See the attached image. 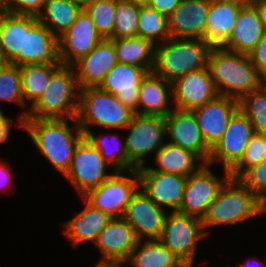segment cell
Here are the masks:
<instances>
[{"instance_id":"cell-1","label":"cell","mask_w":266,"mask_h":267,"mask_svg":"<svg viewBox=\"0 0 266 267\" xmlns=\"http://www.w3.org/2000/svg\"><path fill=\"white\" fill-rule=\"evenodd\" d=\"M68 120L73 122V126L68 124ZM22 129L52 166L65 175L69 170L74 149L84 137L76 119L25 118L22 121Z\"/></svg>"},{"instance_id":"cell-2","label":"cell","mask_w":266,"mask_h":267,"mask_svg":"<svg viewBox=\"0 0 266 267\" xmlns=\"http://www.w3.org/2000/svg\"><path fill=\"white\" fill-rule=\"evenodd\" d=\"M207 68L219 95L240 101L262 86V77L248 54L211 48Z\"/></svg>"},{"instance_id":"cell-3","label":"cell","mask_w":266,"mask_h":267,"mask_svg":"<svg viewBox=\"0 0 266 267\" xmlns=\"http://www.w3.org/2000/svg\"><path fill=\"white\" fill-rule=\"evenodd\" d=\"M79 88L73 66L61 65L52 75L47 88L38 100L21 112L18 125L25 118L72 119L76 117Z\"/></svg>"},{"instance_id":"cell-4","label":"cell","mask_w":266,"mask_h":267,"mask_svg":"<svg viewBox=\"0 0 266 267\" xmlns=\"http://www.w3.org/2000/svg\"><path fill=\"white\" fill-rule=\"evenodd\" d=\"M265 204L239 179L230 178L202 218L204 232L218 225H232L264 215Z\"/></svg>"},{"instance_id":"cell-5","label":"cell","mask_w":266,"mask_h":267,"mask_svg":"<svg viewBox=\"0 0 266 267\" xmlns=\"http://www.w3.org/2000/svg\"><path fill=\"white\" fill-rule=\"evenodd\" d=\"M210 50L202 39L170 37L156 45L152 72L172 83L191 71L207 67Z\"/></svg>"},{"instance_id":"cell-6","label":"cell","mask_w":266,"mask_h":267,"mask_svg":"<svg viewBox=\"0 0 266 267\" xmlns=\"http://www.w3.org/2000/svg\"><path fill=\"white\" fill-rule=\"evenodd\" d=\"M135 112L100 87L79 89L76 122L85 134L91 126L124 129ZM90 126V127H89Z\"/></svg>"},{"instance_id":"cell-7","label":"cell","mask_w":266,"mask_h":267,"mask_svg":"<svg viewBox=\"0 0 266 267\" xmlns=\"http://www.w3.org/2000/svg\"><path fill=\"white\" fill-rule=\"evenodd\" d=\"M124 129L128 130L124 141L128 171L144 167L145 157L152 152L155 155L166 143L163 141L164 137H167L165 117L135 113Z\"/></svg>"},{"instance_id":"cell-8","label":"cell","mask_w":266,"mask_h":267,"mask_svg":"<svg viewBox=\"0 0 266 267\" xmlns=\"http://www.w3.org/2000/svg\"><path fill=\"white\" fill-rule=\"evenodd\" d=\"M114 171L99 186L88 190L83 200L110 218H122L131 196L139 188L138 169L129 170L130 177Z\"/></svg>"},{"instance_id":"cell-9","label":"cell","mask_w":266,"mask_h":267,"mask_svg":"<svg viewBox=\"0 0 266 267\" xmlns=\"http://www.w3.org/2000/svg\"><path fill=\"white\" fill-rule=\"evenodd\" d=\"M205 236L202 220L179 212H169L159 241L170 249L184 265L195 263L198 243Z\"/></svg>"},{"instance_id":"cell-10","label":"cell","mask_w":266,"mask_h":267,"mask_svg":"<svg viewBox=\"0 0 266 267\" xmlns=\"http://www.w3.org/2000/svg\"><path fill=\"white\" fill-rule=\"evenodd\" d=\"M209 166V164H203L196 172L187 177L179 213L202 220L209 205L231 178L229 171L225 169L223 177H217Z\"/></svg>"},{"instance_id":"cell-11","label":"cell","mask_w":266,"mask_h":267,"mask_svg":"<svg viewBox=\"0 0 266 267\" xmlns=\"http://www.w3.org/2000/svg\"><path fill=\"white\" fill-rule=\"evenodd\" d=\"M106 170L107 163L100 151L84 136L75 147L69 170L64 176L83 196L111 175Z\"/></svg>"},{"instance_id":"cell-12","label":"cell","mask_w":266,"mask_h":267,"mask_svg":"<svg viewBox=\"0 0 266 267\" xmlns=\"http://www.w3.org/2000/svg\"><path fill=\"white\" fill-rule=\"evenodd\" d=\"M251 122L239 109L229 121L218 143L211 149L208 164L221 163L229 172L240 162L254 134Z\"/></svg>"},{"instance_id":"cell-13","label":"cell","mask_w":266,"mask_h":267,"mask_svg":"<svg viewBox=\"0 0 266 267\" xmlns=\"http://www.w3.org/2000/svg\"><path fill=\"white\" fill-rule=\"evenodd\" d=\"M61 63L58 38L38 21L35 15H24L23 52H19V67L25 64Z\"/></svg>"},{"instance_id":"cell-14","label":"cell","mask_w":266,"mask_h":267,"mask_svg":"<svg viewBox=\"0 0 266 267\" xmlns=\"http://www.w3.org/2000/svg\"><path fill=\"white\" fill-rule=\"evenodd\" d=\"M165 122L168 143L192 152L201 163L208 164L211 148L205 143L193 111L174 108Z\"/></svg>"},{"instance_id":"cell-15","label":"cell","mask_w":266,"mask_h":267,"mask_svg":"<svg viewBox=\"0 0 266 267\" xmlns=\"http://www.w3.org/2000/svg\"><path fill=\"white\" fill-rule=\"evenodd\" d=\"M167 212L157 206L139 187L131 196L122 218L135 231L138 240L159 239Z\"/></svg>"},{"instance_id":"cell-16","label":"cell","mask_w":266,"mask_h":267,"mask_svg":"<svg viewBox=\"0 0 266 267\" xmlns=\"http://www.w3.org/2000/svg\"><path fill=\"white\" fill-rule=\"evenodd\" d=\"M139 187L150 199L164 210L170 207L171 212H178L186 187V176L138 169Z\"/></svg>"},{"instance_id":"cell-17","label":"cell","mask_w":266,"mask_h":267,"mask_svg":"<svg viewBox=\"0 0 266 267\" xmlns=\"http://www.w3.org/2000/svg\"><path fill=\"white\" fill-rule=\"evenodd\" d=\"M102 39L89 15L81 10L70 28L58 37V55L62 65L72 66L86 56Z\"/></svg>"},{"instance_id":"cell-18","label":"cell","mask_w":266,"mask_h":267,"mask_svg":"<svg viewBox=\"0 0 266 267\" xmlns=\"http://www.w3.org/2000/svg\"><path fill=\"white\" fill-rule=\"evenodd\" d=\"M174 108L193 110L219 94L207 67L191 71L171 83Z\"/></svg>"},{"instance_id":"cell-19","label":"cell","mask_w":266,"mask_h":267,"mask_svg":"<svg viewBox=\"0 0 266 267\" xmlns=\"http://www.w3.org/2000/svg\"><path fill=\"white\" fill-rule=\"evenodd\" d=\"M239 109L238 100L218 95L215 99L192 110L205 143L211 149L221 139L229 121Z\"/></svg>"},{"instance_id":"cell-20","label":"cell","mask_w":266,"mask_h":267,"mask_svg":"<svg viewBox=\"0 0 266 267\" xmlns=\"http://www.w3.org/2000/svg\"><path fill=\"white\" fill-rule=\"evenodd\" d=\"M117 63L114 43L111 39L102 38L86 56L72 65L78 88L99 87Z\"/></svg>"},{"instance_id":"cell-21","label":"cell","mask_w":266,"mask_h":267,"mask_svg":"<svg viewBox=\"0 0 266 267\" xmlns=\"http://www.w3.org/2000/svg\"><path fill=\"white\" fill-rule=\"evenodd\" d=\"M208 0H181L178 7L167 18L172 38L204 39Z\"/></svg>"},{"instance_id":"cell-22","label":"cell","mask_w":266,"mask_h":267,"mask_svg":"<svg viewBox=\"0 0 266 267\" xmlns=\"http://www.w3.org/2000/svg\"><path fill=\"white\" fill-rule=\"evenodd\" d=\"M147 73L143 67L117 63L99 87L115 95L123 105L137 114L140 83Z\"/></svg>"},{"instance_id":"cell-23","label":"cell","mask_w":266,"mask_h":267,"mask_svg":"<svg viewBox=\"0 0 266 267\" xmlns=\"http://www.w3.org/2000/svg\"><path fill=\"white\" fill-rule=\"evenodd\" d=\"M247 0L209 2L204 41L211 48H221L229 39L240 10Z\"/></svg>"},{"instance_id":"cell-24","label":"cell","mask_w":266,"mask_h":267,"mask_svg":"<svg viewBox=\"0 0 266 267\" xmlns=\"http://www.w3.org/2000/svg\"><path fill=\"white\" fill-rule=\"evenodd\" d=\"M134 228L123 218H111L94 243L103 259H128L137 245Z\"/></svg>"},{"instance_id":"cell-25","label":"cell","mask_w":266,"mask_h":267,"mask_svg":"<svg viewBox=\"0 0 266 267\" xmlns=\"http://www.w3.org/2000/svg\"><path fill=\"white\" fill-rule=\"evenodd\" d=\"M264 34L259 13L249 1L238 15L235 26L227 42L221 47L225 50L249 54Z\"/></svg>"},{"instance_id":"cell-26","label":"cell","mask_w":266,"mask_h":267,"mask_svg":"<svg viewBox=\"0 0 266 267\" xmlns=\"http://www.w3.org/2000/svg\"><path fill=\"white\" fill-rule=\"evenodd\" d=\"M171 100V83L148 72L140 83L137 114L166 117L174 109L169 107Z\"/></svg>"},{"instance_id":"cell-27","label":"cell","mask_w":266,"mask_h":267,"mask_svg":"<svg viewBox=\"0 0 266 267\" xmlns=\"http://www.w3.org/2000/svg\"><path fill=\"white\" fill-rule=\"evenodd\" d=\"M86 207L73 219L63 223V231L73 247L84 242L95 243L99 233L105 228L111 218L100 210L92 207L84 200Z\"/></svg>"},{"instance_id":"cell-28","label":"cell","mask_w":266,"mask_h":267,"mask_svg":"<svg viewBox=\"0 0 266 267\" xmlns=\"http://www.w3.org/2000/svg\"><path fill=\"white\" fill-rule=\"evenodd\" d=\"M155 163L158 168L141 167L139 169H153L163 173H171L188 177L196 172L204 163L192 152L166 142L155 154Z\"/></svg>"},{"instance_id":"cell-29","label":"cell","mask_w":266,"mask_h":267,"mask_svg":"<svg viewBox=\"0 0 266 267\" xmlns=\"http://www.w3.org/2000/svg\"><path fill=\"white\" fill-rule=\"evenodd\" d=\"M132 267H183L182 261L158 239L138 240L130 253Z\"/></svg>"},{"instance_id":"cell-30","label":"cell","mask_w":266,"mask_h":267,"mask_svg":"<svg viewBox=\"0 0 266 267\" xmlns=\"http://www.w3.org/2000/svg\"><path fill=\"white\" fill-rule=\"evenodd\" d=\"M111 40L114 43L118 63L143 67L152 72L156 45L151 41L139 36Z\"/></svg>"},{"instance_id":"cell-31","label":"cell","mask_w":266,"mask_h":267,"mask_svg":"<svg viewBox=\"0 0 266 267\" xmlns=\"http://www.w3.org/2000/svg\"><path fill=\"white\" fill-rule=\"evenodd\" d=\"M24 15L0 13V51L6 62L19 66V52H23Z\"/></svg>"},{"instance_id":"cell-32","label":"cell","mask_w":266,"mask_h":267,"mask_svg":"<svg viewBox=\"0 0 266 267\" xmlns=\"http://www.w3.org/2000/svg\"><path fill=\"white\" fill-rule=\"evenodd\" d=\"M62 63L25 64L19 67L21 91L25 105L31 106L38 100L50 82L51 75Z\"/></svg>"},{"instance_id":"cell-33","label":"cell","mask_w":266,"mask_h":267,"mask_svg":"<svg viewBox=\"0 0 266 267\" xmlns=\"http://www.w3.org/2000/svg\"><path fill=\"white\" fill-rule=\"evenodd\" d=\"M80 11L70 0H46L37 18L58 38L70 28Z\"/></svg>"},{"instance_id":"cell-34","label":"cell","mask_w":266,"mask_h":267,"mask_svg":"<svg viewBox=\"0 0 266 267\" xmlns=\"http://www.w3.org/2000/svg\"><path fill=\"white\" fill-rule=\"evenodd\" d=\"M137 36L151 41L154 45L163 43L171 37L167 17L148 6H141Z\"/></svg>"},{"instance_id":"cell-35","label":"cell","mask_w":266,"mask_h":267,"mask_svg":"<svg viewBox=\"0 0 266 267\" xmlns=\"http://www.w3.org/2000/svg\"><path fill=\"white\" fill-rule=\"evenodd\" d=\"M107 133V135H99L96 137L93 134V131L91 129L87 131L84 136L89 140V142L100 151L102 158L107 163L108 167H111L113 169L112 171H122V172H128V156L125 149V143L121 144L122 141H118V134L111 135ZM111 137L114 141V137L117 141L114 142L115 148L109 147L108 143L111 141L109 139ZM109 140V141H108ZM121 142V143H120ZM113 144V142H111ZM112 146V145H111Z\"/></svg>"},{"instance_id":"cell-36","label":"cell","mask_w":266,"mask_h":267,"mask_svg":"<svg viewBox=\"0 0 266 267\" xmlns=\"http://www.w3.org/2000/svg\"><path fill=\"white\" fill-rule=\"evenodd\" d=\"M240 110L251 122L255 133H266V88H260L245 95L239 101Z\"/></svg>"},{"instance_id":"cell-37","label":"cell","mask_w":266,"mask_h":267,"mask_svg":"<svg viewBox=\"0 0 266 267\" xmlns=\"http://www.w3.org/2000/svg\"><path fill=\"white\" fill-rule=\"evenodd\" d=\"M140 7L125 0H116L112 39L137 36Z\"/></svg>"},{"instance_id":"cell-38","label":"cell","mask_w":266,"mask_h":267,"mask_svg":"<svg viewBox=\"0 0 266 267\" xmlns=\"http://www.w3.org/2000/svg\"><path fill=\"white\" fill-rule=\"evenodd\" d=\"M84 11L92 19L98 34L105 39H112L116 0H93Z\"/></svg>"},{"instance_id":"cell-39","label":"cell","mask_w":266,"mask_h":267,"mask_svg":"<svg viewBox=\"0 0 266 267\" xmlns=\"http://www.w3.org/2000/svg\"><path fill=\"white\" fill-rule=\"evenodd\" d=\"M0 101L15 102L23 108L24 103L21 91V75L19 66L6 62L0 67Z\"/></svg>"},{"instance_id":"cell-40","label":"cell","mask_w":266,"mask_h":267,"mask_svg":"<svg viewBox=\"0 0 266 267\" xmlns=\"http://www.w3.org/2000/svg\"><path fill=\"white\" fill-rule=\"evenodd\" d=\"M266 158V133H254L240 162L229 172L232 179H239L248 169Z\"/></svg>"},{"instance_id":"cell-41","label":"cell","mask_w":266,"mask_h":267,"mask_svg":"<svg viewBox=\"0 0 266 267\" xmlns=\"http://www.w3.org/2000/svg\"><path fill=\"white\" fill-rule=\"evenodd\" d=\"M239 180L266 204V158L248 169Z\"/></svg>"},{"instance_id":"cell-42","label":"cell","mask_w":266,"mask_h":267,"mask_svg":"<svg viewBox=\"0 0 266 267\" xmlns=\"http://www.w3.org/2000/svg\"><path fill=\"white\" fill-rule=\"evenodd\" d=\"M46 0H5V12L37 16Z\"/></svg>"},{"instance_id":"cell-43","label":"cell","mask_w":266,"mask_h":267,"mask_svg":"<svg viewBox=\"0 0 266 267\" xmlns=\"http://www.w3.org/2000/svg\"><path fill=\"white\" fill-rule=\"evenodd\" d=\"M251 62L260 76H266V33H264L256 47L248 54Z\"/></svg>"},{"instance_id":"cell-44","label":"cell","mask_w":266,"mask_h":267,"mask_svg":"<svg viewBox=\"0 0 266 267\" xmlns=\"http://www.w3.org/2000/svg\"><path fill=\"white\" fill-rule=\"evenodd\" d=\"M180 2L181 0H149L147 6L168 18Z\"/></svg>"},{"instance_id":"cell-45","label":"cell","mask_w":266,"mask_h":267,"mask_svg":"<svg viewBox=\"0 0 266 267\" xmlns=\"http://www.w3.org/2000/svg\"><path fill=\"white\" fill-rule=\"evenodd\" d=\"M10 168L11 167L5 162H0V192H6V190H8L7 188H9V185L11 184L10 186H12V182H14L13 174L11 173L12 170Z\"/></svg>"},{"instance_id":"cell-46","label":"cell","mask_w":266,"mask_h":267,"mask_svg":"<svg viewBox=\"0 0 266 267\" xmlns=\"http://www.w3.org/2000/svg\"><path fill=\"white\" fill-rule=\"evenodd\" d=\"M14 123V120L5 117L4 114L0 117V144L8 141L11 130L10 127L14 125Z\"/></svg>"},{"instance_id":"cell-47","label":"cell","mask_w":266,"mask_h":267,"mask_svg":"<svg viewBox=\"0 0 266 267\" xmlns=\"http://www.w3.org/2000/svg\"><path fill=\"white\" fill-rule=\"evenodd\" d=\"M250 2L257 9L263 26L264 33H266V0H251Z\"/></svg>"},{"instance_id":"cell-48","label":"cell","mask_w":266,"mask_h":267,"mask_svg":"<svg viewBox=\"0 0 266 267\" xmlns=\"http://www.w3.org/2000/svg\"><path fill=\"white\" fill-rule=\"evenodd\" d=\"M125 263H128V259H101L94 267H132L124 266Z\"/></svg>"},{"instance_id":"cell-49","label":"cell","mask_w":266,"mask_h":267,"mask_svg":"<svg viewBox=\"0 0 266 267\" xmlns=\"http://www.w3.org/2000/svg\"><path fill=\"white\" fill-rule=\"evenodd\" d=\"M74 5L84 10L93 0H70Z\"/></svg>"},{"instance_id":"cell-50","label":"cell","mask_w":266,"mask_h":267,"mask_svg":"<svg viewBox=\"0 0 266 267\" xmlns=\"http://www.w3.org/2000/svg\"><path fill=\"white\" fill-rule=\"evenodd\" d=\"M131 3H134L139 6H147L149 3V0H125Z\"/></svg>"},{"instance_id":"cell-51","label":"cell","mask_w":266,"mask_h":267,"mask_svg":"<svg viewBox=\"0 0 266 267\" xmlns=\"http://www.w3.org/2000/svg\"><path fill=\"white\" fill-rule=\"evenodd\" d=\"M5 12V0H0V13Z\"/></svg>"},{"instance_id":"cell-52","label":"cell","mask_w":266,"mask_h":267,"mask_svg":"<svg viewBox=\"0 0 266 267\" xmlns=\"http://www.w3.org/2000/svg\"><path fill=\"white\" fill-rule=\"evenodd\" d=\"M248 261H249V260H248ZM248 261H246V262H248ZM254 262H255V261H254ZM256 264H257L258 266H257V265H256V266L254 265L255 267H261V266H262L261 263H256ZM247 265H248V266H247ZM254 266H253V265L251 266V264L249 265V263H248V264L246 263V265H245L244 263L240 265V267H254Z\"/></svg>"},{"instance_id":"cell-53","label":"cell","mask_w":266,"mask_h":267,"mask_svg":"<svg viewBox=\"0 0 266 267\" xmlns=\"http://www.w3.org/2000/svg\"><path fill=\"white\" fill-rule=\"evenodd\" d=\"M5 63L6 61L4 60L2 52L0 51V67H2Z\"/></svg>"},{"instance_id":"cell-54","label":"cell","mask_w":266,"mask_h":267,"mask_svg":"<svg viewBox=\"0 0 266 267\" xmlns=\"http://www.w3.org/2000/svg\"><path fill=\"white\" fill-rule=\"evenodd\" d=\"M209 2H229L233 0H208Z\"/></svg>"},{"instance_id":"cell-55","label":"cell","mask_w":266,"mask_h":267,"mask_svg":"<svg viewBox=\"0 0 266 267\" xmlns=\"http://www.w3.org/2000/svg\"><path fill=\"white\" fill-rule=\"evenodd\" d=\"M262 85L266 88V76H264L262 79Z\"/></svg>"},{"instance_id":"cell-56","label":"cell","mask_w":266,"mask_h":267,"mask_svg":"<svg viewBox=\"0 0 266 267\" xmlns=\"http://www.w3.org/2000/svg\"><path fill=\"white\" fill-rule=\"evenodd\" d=\"M193 266H194L193 264H186L183 267H193Z\"/></svg>"},{"instance_id":"cell-57","label":"cell","mask_w":266,"mask_h":267,"mask_svg":"<svg viewBox=\"0 0 266 267\" xmlns=\"http://www.w3.org/2000/svg\"><path fill=\"white\" fill-rule=\"evenodd\" d=\"M3 115V112H2V110L0 109V117Z\"/></svg>"}]
</instances>
